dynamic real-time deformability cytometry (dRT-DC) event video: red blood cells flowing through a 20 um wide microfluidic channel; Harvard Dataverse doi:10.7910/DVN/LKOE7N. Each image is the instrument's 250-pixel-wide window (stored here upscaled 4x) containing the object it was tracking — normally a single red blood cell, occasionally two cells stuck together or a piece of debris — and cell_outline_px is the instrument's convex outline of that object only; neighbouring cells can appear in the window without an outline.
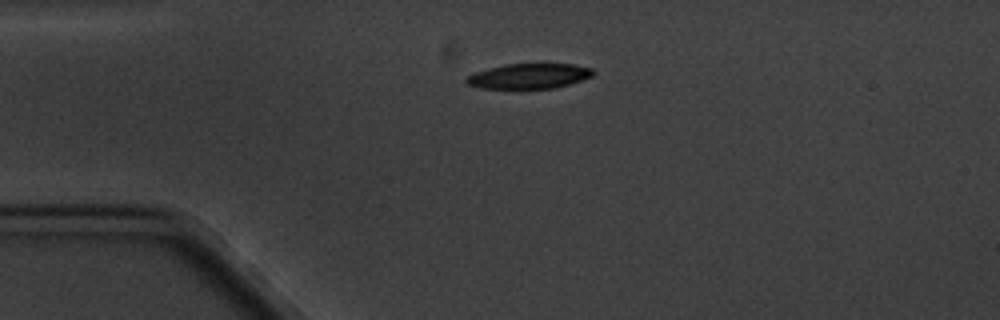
{"species": "common noctule bat (a hibernating species)", "species_latin": "Nyctalus noctula", "temperature_condition": "cold", "stored_images_in_passage": 6, "camera_frame_rate_fps": 3000, "um_per_image_px": 0.085, "animal": {"sex": "male", "body_mass_g": 20.1, "forearm_length_mm": 53.5}, "frame": {"image": 1, "passage_image": 6, "time_ms": 5.667, "image_size_px": [1000, 320], "cell_outline_px": [[596, 72], [592, 76], [568, 84], [552, 88], [480, 88], [468, 84], [464, 80], [468, 76], [476, 72], [488, 68], [504, 64], [572, 64], [592, 68]], "centroid_in_image_um": [44.97, 6.46], "position_along_channel_um": 40.0, "area_um2": 18.32}}